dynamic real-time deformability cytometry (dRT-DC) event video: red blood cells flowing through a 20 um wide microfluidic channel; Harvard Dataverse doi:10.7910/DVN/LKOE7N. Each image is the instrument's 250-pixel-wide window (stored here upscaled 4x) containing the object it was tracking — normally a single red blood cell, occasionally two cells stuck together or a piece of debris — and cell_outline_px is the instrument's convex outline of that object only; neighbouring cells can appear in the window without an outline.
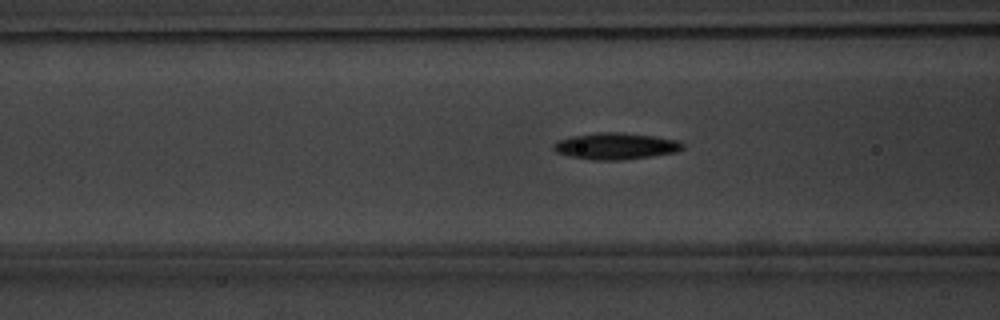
{"species": "common noctule bat (a hibernating species)", "species_latin": "Nyctalus noctula", "temperature_condition": "warm", "stored_images_in_passage": 47, "camera_frame_rate_fps": 3000, "um_per_image_px": 0.085, "animal": {"sex": "male", "body_mass_g": 20.1, "forearm_length_mm": 53.5}, "frame": {"image": 1, "passage_image": 15, "time_ms": 4.667, "image_size_px": [1000, 320], "cell_outline_px": [[684, 148], [676, 152], [648, 156], [616, 160], [592, 160], [568, 156], [556, 152], [552, 148], [552, 144], [556, 140], [572, 136], [600, 132], [620, 132], [652, 136], [676, 140], [684, 144]], "centroid_in_image_um": [52.26, 12.41], "position_along_channel_um": 114.3, "area_um2": 19.83}}
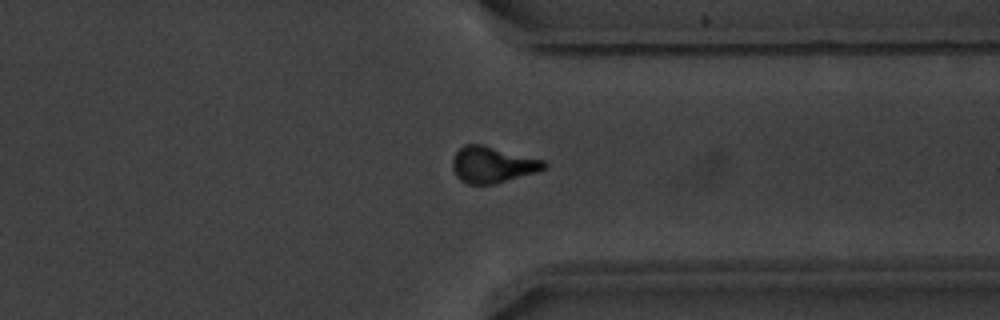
{"frame": {"image": 2, "passage_image": 35, "time_ms": 11.333, "image_size_px": [1000, 320], "cell_outline_px": [[548, 164], [544, 168], [536, 172], [492, 184], [468, 184], [460, 180], [456, 176], [452, 168], [452, 160], [456, 152], [464, 144], [480, 144], [544, 160]], "centroid_in_image_um": [41.82, 13.99], "position_along_channel_um": 369.6, "area_um2": 19.07}}
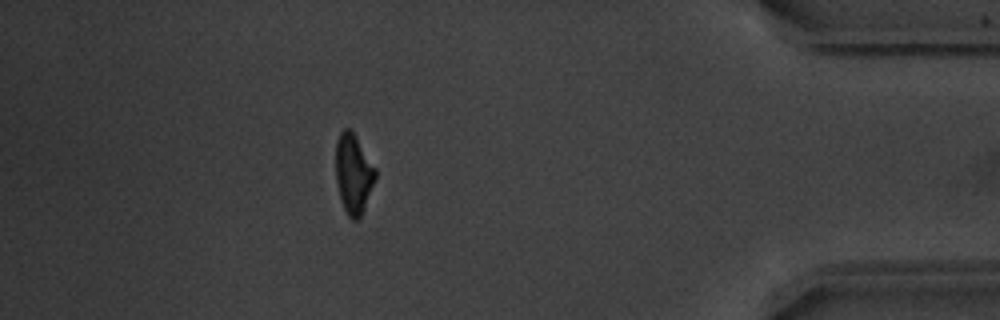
{"frame": {"image": 3, "passage_image": 41, "time_ms": 13.333, "image_size_px": [1000, 320], "cell_outline_px": [[376, 180], [364, 208], [360, 216], [356, 220], [352, 220], [348, 216], [340, 200], [336, 180], [336, 140], [340, 132], [344, 128], [352, 128], [376, 168]], "centroid_in_image_um": [30.05, 14.72], "position_along_channel_um": 405.2, "area_um2": 18.67}, "authors_computed_cell_mechanics": {"area_um2": 18.9006, "velocity_mm_per_s": 3.8394, "shape_relaxation_time_tau1_ms": 3.6343, "shape_relaxation_time_tau2_ms": 6.9977, "deformation_change_tau1": 0.1537, "deformation_change_tau2": 0.1586}}